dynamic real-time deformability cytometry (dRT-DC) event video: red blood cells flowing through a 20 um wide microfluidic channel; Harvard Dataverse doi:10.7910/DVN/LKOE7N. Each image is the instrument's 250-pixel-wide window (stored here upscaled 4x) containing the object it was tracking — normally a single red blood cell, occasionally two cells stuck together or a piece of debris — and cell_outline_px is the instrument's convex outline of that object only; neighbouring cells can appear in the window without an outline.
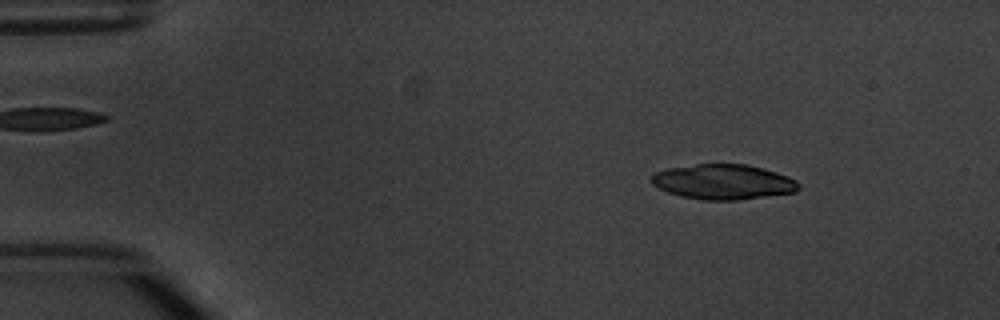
{"species": "common noctule bat (a hibernating species)", "species_latin": "Nyctalus noctula", "temperature_condition": "warm", "stored_images_in_passage": 5, "camera_frame_rate_fps": 3000, "um_per_image_px": 0.085, "animal": {"sex": "male", "body_mass_g": 20.1, "forearm_length_mm": 53.5}, "frame": {"image": 1, "passage_image": 1, "time_ms": 0.0, "image_size_px": [1000, 320], "cell_outline_px": [[800, 188], [796, 192], [736, 200], [704, 200], [680, 196], [668, 192], [652, 184], [652, 176], [656, 172], [668, 168], [696, 164], [744, 164], [764, 168], [788, 176], [796, 180], [800, 184]], "centroid_in_image_um": [61.51, 15.46], "position_along_channel_um": 23.5, "area_um2": 30.0}}